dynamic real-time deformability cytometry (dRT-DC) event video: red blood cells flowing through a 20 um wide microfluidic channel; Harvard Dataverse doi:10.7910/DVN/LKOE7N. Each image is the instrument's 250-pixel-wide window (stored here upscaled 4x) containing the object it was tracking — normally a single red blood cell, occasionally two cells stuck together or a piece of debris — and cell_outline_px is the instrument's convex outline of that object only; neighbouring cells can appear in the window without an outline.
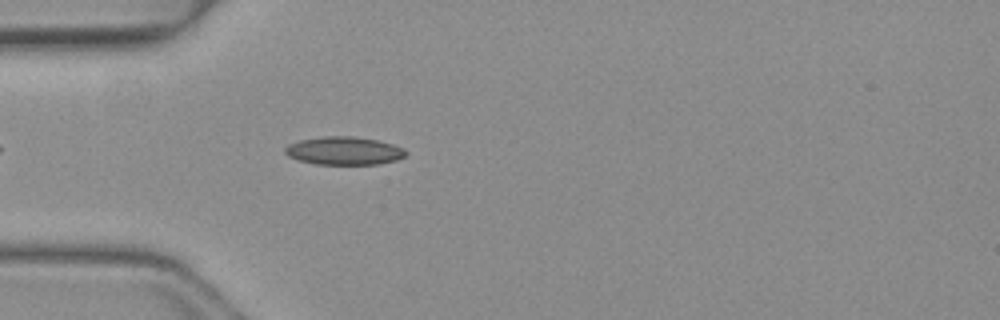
{"species": "common noctule bat (a hibernating species)", "species_latin": "Nyctalus noctula", "temperature_condition": "warm", "stored_images_in_passage": 37, "camera_frame_rate_fps": 3000, "um_per_image_px": 0.085, "animal": {"sex": "female", "body_mass_g": 19.3, "forearm_length_mm": 54.1}, "frame": {"image": 1, "passage_image": 5, "time_ms": 1.333, "image_size_px": [1000, 320], "cell_outline_px": [[408, 152], [404, 156], [396, 160], [380, 164], [316, 164], [300, 160], [288, 156], [284, 152], [284, 148], [288, 144], [300, 140], [324, 136], [356, 136], [380, 140], [404, 148]], "centroid_in_image_um": [29.26, 12.8], "position_along_channel_um": 55.7, "area_um2": 19.88}}
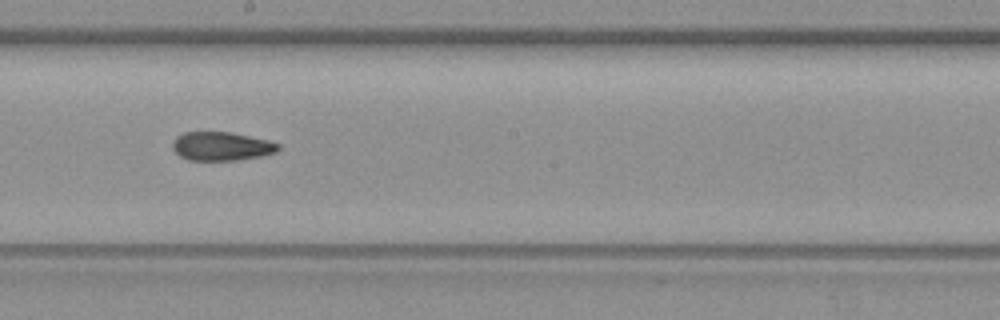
{"frame": {"image": 2, "passage_image": 18, "time_ms": 5.667, "image_size_px": [1000, 320], "cell_outline_px": [[280, 148], [276, 152], [260, 156], [236, 160], [188, 160], [180, 156], [172, 148], [172, 144], [176, 136], [184, 132], [232, 132], [268, 140], [280, 144]], "centroid_in_image_um": [18.82, 12.42], "position_along_channel_um": 229.4, "area_um2": 17.69}}
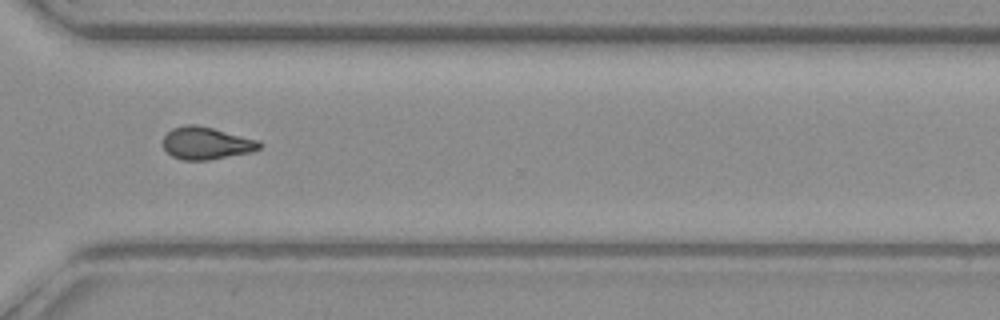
{"frame": {"image": 3, "passage_image": 27, "time_ms": 8.667, "image_size_px": [1000, 320], "cell_outline_px": [[264, 144], [260, 148], [252, 152], [208, 160], [184, 160], [172, 156], [164, 148], [164, 136], [172, 128], [184, 124], [196, 124], [260, 140]], "centroid_in_image_um": [17.57, 12.16], "position_along_channel_um": 353.0, "area_um2": 18.26}, "authors_computed_cell_mechanics": {"area_um2": 18.207, "velocity_mm_per_s": 4.1298, "shape_relaxation_time_tau1_ms": null, "shape_relaxation_time_tau2_ms": 1.9623, "deformation_change_tau1": null, "deformation_change_tau2": 0.0851}}